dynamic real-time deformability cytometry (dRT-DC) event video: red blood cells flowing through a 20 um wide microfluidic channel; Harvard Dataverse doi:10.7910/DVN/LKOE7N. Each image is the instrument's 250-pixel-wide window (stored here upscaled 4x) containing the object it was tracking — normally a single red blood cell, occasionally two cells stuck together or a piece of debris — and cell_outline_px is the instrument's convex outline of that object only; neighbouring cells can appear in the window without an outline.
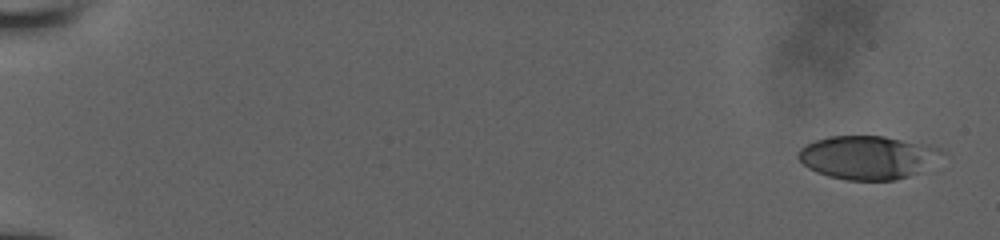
{"species": "human", "species_latin": "Homo sapiens", "temperature_condition": "room temperature", "stored_images_in_passage": 27, "camera_frame_rate_fps": 3000, "um_per_image_px": 0.085, "donor": {"sex": "male"}, "frame": {"image": 1, "passage_image": 1, "time_ms": 0.0, "image_size_px": [1000, 240], "cell_outline_px": [[948, 152], [916, 172], [908, 176], [896, 180], [848, 180], [828, 176], [816, 172], [808, 168], [796, 156], [800, 148], [804, 144], [828, 136], [884, 136], [928, 144], [940, 148]], "centroid_in_image_um": [73.73, 13.36], "position_along_channel_um": 11.3, "area_um2": 36.3}}
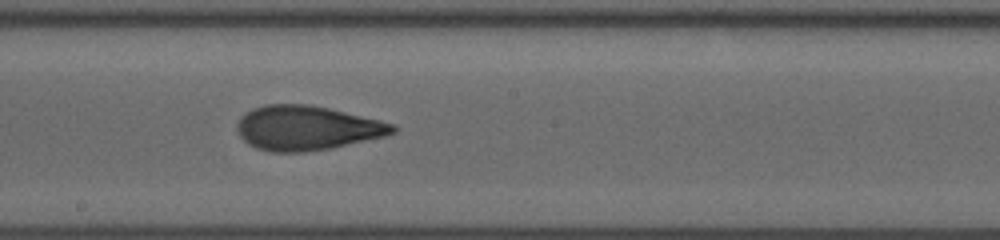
{"frame": {"image": 2, "passage_image": 15, "time_ms": 10.0, "image_size_px": [1000, 240], "cell_outline_px": [[396, 132], [384, 136], [332, 148], [304, 152], [272, 152], [256, 148], [248, 144], [240, 136], [236, 128], [236, 124], [240, 116], [244, 112], [252, 108], [264, 104], [308, 104], [328, 108], [380, 120], [396, 124]], "centroid_in_image_um": [26.05, 10.87], "position_along_channel_um": 222.2, "area_um2": 40.52}}
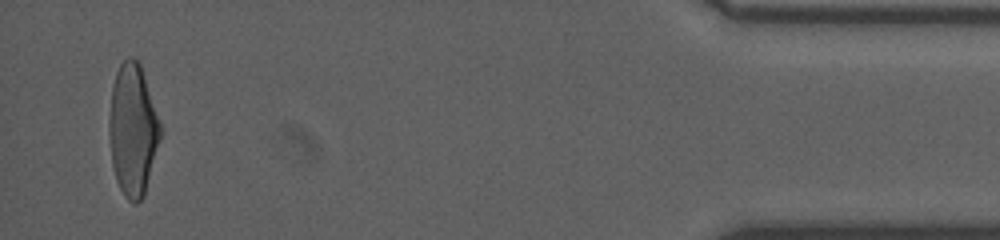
{"frame": {"image": 3, "passage_image": 27, "time_ms": 16.667, "image_size_px": [1000, 240], "cell_outline_px": [[164, 132], [144, 196], [136, 204], [132, 204], [124, 196], [116, 180], [112, 164], [108, 132], [108, 124], [112, 88], [116, 72], [120, 64], [128, 56], [132, 56], [140, 64], [164, 128]], "centroid_in_image_um": [11.33, 11.06], "position_along_channel_um": 423.9, "area_um2": 40.29}}